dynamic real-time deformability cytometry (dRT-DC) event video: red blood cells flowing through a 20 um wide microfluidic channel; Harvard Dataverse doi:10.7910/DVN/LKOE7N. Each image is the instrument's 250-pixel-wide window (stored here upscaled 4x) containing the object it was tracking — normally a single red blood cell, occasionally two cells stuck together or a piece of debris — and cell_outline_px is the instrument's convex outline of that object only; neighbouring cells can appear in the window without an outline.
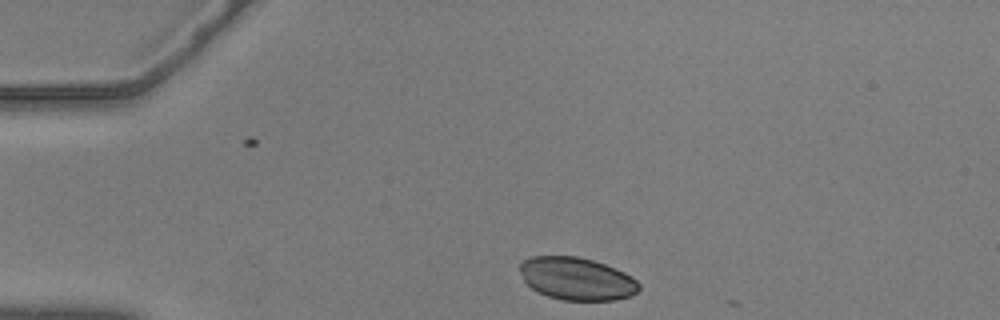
{"species": "common noctule bat (a hibernating species)", "species_latin": "Nyctalus noctula", "temperature_condition": "warm", "stored_images_in_passage": 3, "camera_frame_rate_fps": 3000, "um_per_image_px": 0.085, "animal": {"sex": "male", "body_mass_g": 20.5, "forearm_length_mm": 52.5}, "frame": {"image": 1, "passage_image": 3, "time_ms": 0.667, "image_size_px": [1000, 320], "cell_outline_px": [[640, 288], [632, 296], [616, 300], [564, 300], [548, 296], [536, 292], [524, 280], [520, 272], [520, 260], [532, 256], [576, 256], [592, 260], [604, 264], [624, 272], [632, 276], [640, 284]], "centroid_in_image_um": [49.02, 23.69], "position_along_channel_um": 36.0, "area_um2": 29.71}}